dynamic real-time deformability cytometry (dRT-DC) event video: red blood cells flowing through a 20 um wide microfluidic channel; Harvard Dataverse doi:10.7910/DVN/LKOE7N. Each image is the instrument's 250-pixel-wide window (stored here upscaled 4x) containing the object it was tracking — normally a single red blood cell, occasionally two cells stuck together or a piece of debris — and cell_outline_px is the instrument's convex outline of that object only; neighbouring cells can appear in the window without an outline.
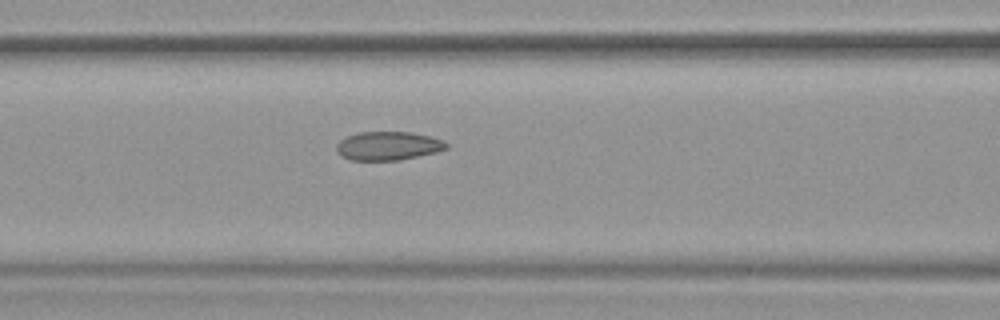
{"species": "common noctule bat (a hibernating species)", "species_latin": "Nyctalus noctula", "temperature_condition": "warm", "stored_images_in_passage": 53, "camera_frame_rate_fps": 3000, "um_per_image_px": 0.085, "animal": {"sex": "female", "body_mass_g": 19.9}, "frame": {"image": 1, "passage_image": 23, "time_ms": 7.333, "image_size_px": [1000, 320], "cell_outline_px": [[448, 148], [436, 152], [400, 160], [352, 160], [340, 156], [336, 152], [336, 144], [340, 140], [356, 132], [412, 132], [432, 136], [444, 140], [448, 144]], "centroid_in_image_um": [32.99, 12.39], "position_along_channel_um": 133.6, "area_um2": 18.55}, "authors_computed_cell_mechanics": {"area_um2": 19.3052, "velocity_mm_per_s": 3.8147, "shape_relaxation_time_tau1_ms": null, "shape_relaxation_time_tau2_ms": 1.176, "deformation_change_tau1": null, "deformation_change_tau2": 0.0628}}